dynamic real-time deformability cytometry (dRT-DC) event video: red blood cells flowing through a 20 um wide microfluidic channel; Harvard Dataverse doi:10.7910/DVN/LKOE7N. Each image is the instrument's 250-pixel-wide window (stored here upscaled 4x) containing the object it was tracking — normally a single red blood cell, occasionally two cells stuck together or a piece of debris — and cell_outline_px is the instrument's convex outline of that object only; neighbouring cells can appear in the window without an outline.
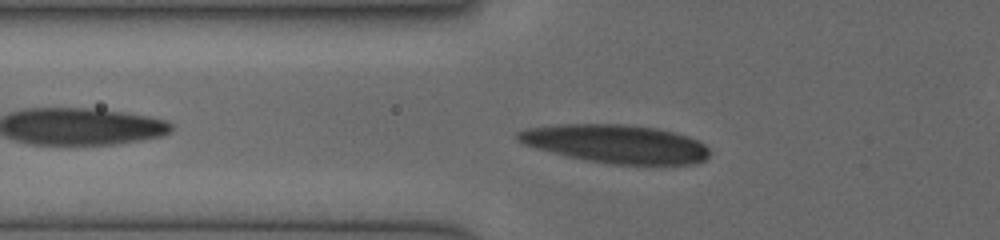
{"species": "human", "species_latin": "Homo sapiens", "temperature_condition": "cold", "stored_images_in_passage": 19, "camera_frame_rate_fps": 3000, "um_per_image_px": 0.085, "donor": {"sex": "female"}, "frame": {"image": 1, "passage_image": 7, "time_ms": 1.333, "image_size_px": [1000, 240], "cell_outline_px": [[708, 156], [704, 160], [696, 164], [612, 164], [584, 160], [536, 148], [524, 144], [516, 140], [516, 132], [524, 128], [560, 124], [620, 124], [656, 128], [688, 136], [704, 144], [708, 148]], "centroid_in_image_um": [52.31, 12.22], "position_along_channel_um": 73.5, "area_um2": 42.77}}
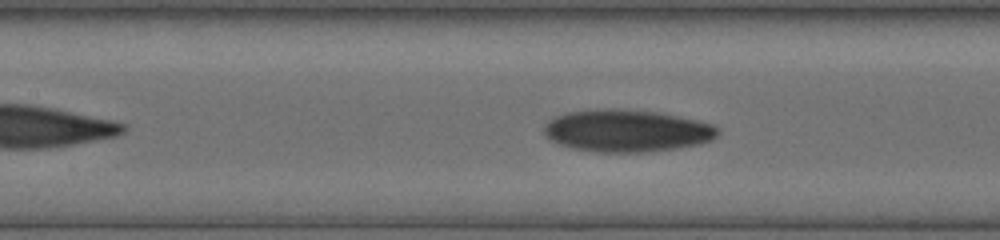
{"frame": {"image": 2, "passage_image": 15, "time_ms": 3.333, "image_size_px": [1000, 240], "cell_outline_px": [[720, 132], [712, 140], [700, 144], [680, 148], [652, 152], [596, 152], [572, 148], [560, 144], [552, 140], [544, 132], [544, 128], [548, 120], [556, 116], [568, 112], [608, 108], [612, 108], [656, 112], [716, 124], [720, 128]], "centroid_in_image_um": [53.34, 11.12], "position_along_channel_um": 154.1, "area_um2": 42.89}}
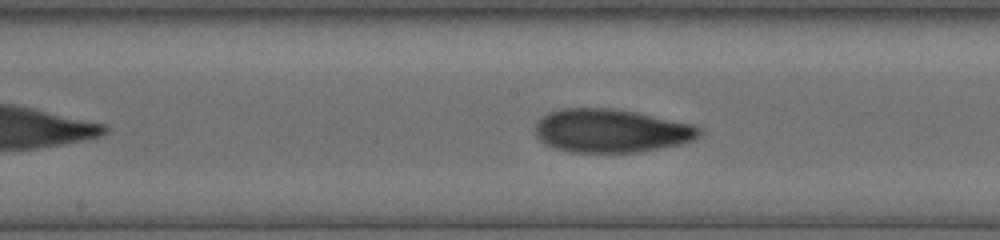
{"frame": {"image": 3, "passage_image": 19, "time_ms": 4.333, "image_size_px": [1000, 240], "cell_outline_px": [[700, 136], [696, 140], [680, 144], [640, 152], [568, 152], [544, 144], [532, 132], [536, 124], [548, 112], [560, 108], [612, 108], [636, 112], [692, 124], [700, 128]], "centroid_in_image_um": [51.92, 11.12], "position_along_channel_um": 196.3, "area_um2": 41.73}}